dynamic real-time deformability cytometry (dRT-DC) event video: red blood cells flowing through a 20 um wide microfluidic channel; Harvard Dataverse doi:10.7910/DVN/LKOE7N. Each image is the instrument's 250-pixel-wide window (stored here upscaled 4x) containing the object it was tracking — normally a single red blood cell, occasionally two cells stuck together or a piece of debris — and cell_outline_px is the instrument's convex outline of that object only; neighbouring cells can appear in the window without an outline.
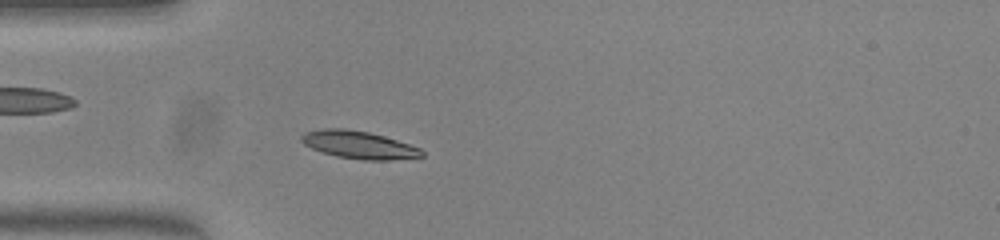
{"species": "common noctule bat (a hibernating species)", "species_latin": "Nyctalus noctula", "temperature_condition": "warm", "stored_images_in_passage": 37, "camera_frame_rate_fps": 3000, "um_per_image_px": 0.085, "animal": {"sex": "female", "body_mass_g": 23.0, "forearm_length_mm": 53.4}, "frame": {"image": 1, "passage_image": 1, "time_ms": 0.0, "image_size_px": [1000, 240], "cell_outline_px": [[424, 156], [392, 160], [364, 160], [336, 156], [312, 148], [304, 144], [300, 140], [300, 136], [304, 132], [324, 128], [344, 128], [368, 132], [384, 136], [420, 148], [424, 152]], "centroid_in_image_um": [30.49, 12.31], "position_along_channel_um": 54.5, "area_um2": 19.31}}
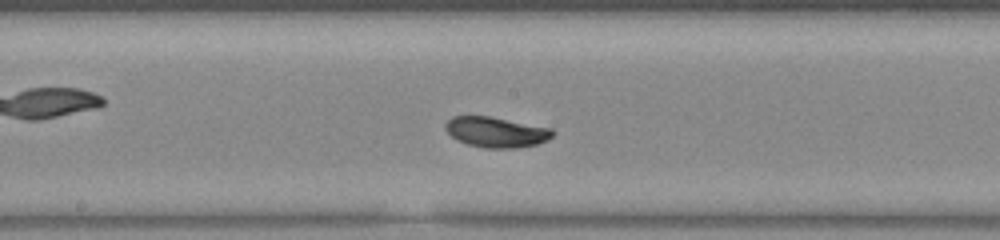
{"frame": {"image": 2, "passage_image": 13, "time_ms": 4.0, "image_size_px": [1000, 240], "cell_outline_px": [[552, 136], [548, 140], [536, 144], [516, 148], [484, 148], [468, 144], [456, 140], [444, 128], [444, 124], [452, 116], [488, 116], [552, 128]], "centroid_in_image_um": [42.14, 11.23], "position_along_channel_um": 206.1, "area_um2": 18.9}}
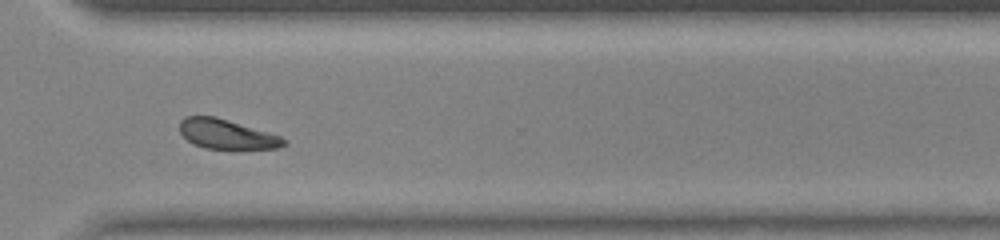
{"frame": {"image": 3, "passage_image": 24, "time_ms": 7.667, "image_size_px": [1000, 240], "cell_outline_px": [[288, 144], [280, 148], [240, 152], [232, 152], [204, 148], [188, 140], [180, 132], [180, 120], [184, 116], [212, 116], [280, 136]], "centroid_in_image_um": [19.31, 11.49], "position_along_channel_um": 351.3, "area_um2": 18.55}, "authors_computed_cell_mechanics": {"area_um2": 18.9006, "velocity_mm_per_s": 3.9598, "shape_relaxation_time_tau1_ms": 3.6183, "shape_relaxation_time_tau2_ms": null, "deformation_change_tau1": 0.1239, "deformation_change_tau2": null}}